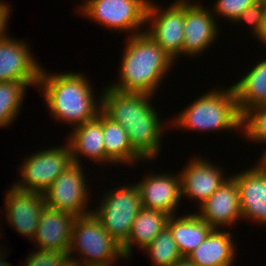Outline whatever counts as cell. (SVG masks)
<instances>
[{
  "label": "cell",
  "mask_w": 266,
  "mask_h": 266,
  "mask_svg": "<svg viewBox=\"0 0 266 266\" xmlns=\"http://www.w3.org/2000/svg\"><path fill=\"white\" fill-rule=\"evenodd\" d=\"M102 112L128 133L132 148L145 160H154L160 152L164 122L153 104L152 95L121 92L106 87L100 94ZM158 152V153H157Z\"/></svg>",
  "instance_id": "obj_1"
},
{
  "label": "cell",
  "mask_w": 266,
  "mask_h": 266,
  "mask_svg": "<svg viewBox=\"0 0 266 266\" xmlns=\"http://www.w3.org/2000/svg\"><path fill=\"white\" fill-rule=\"evenodd\" d=\"M38 87L50 114L73 128L96 118L102 110V96L96 101L90 82L81 73L52 74L42 68Z\"/></svg>",
  "instance_id": "obj_2"
},
{
  "label": "cell",
  "mask_w": 266,
  "mask_h": 266,
  "mask_svg": "<svg viewBox=\"0 0 266 266\" xmlns=\"http://www.w3.org/2000/svg\"><path fill=\"white\" fill-rule=\"evenodd\" d=\"M125 43L119 81L108 86L121 92L153 96L173 66V59L145 32L128 36Z\"/></svg>",
  "instance_id": "obj_3"
},
{
  "label": "cell",
  "mask_w": 266,
  "mask_h": 266,
  "mask_svg": "<svg viewBox=\"0 0 266 266\" xmlns=\"http://www.w3.org/2000/svg\"><path fill=\"white\" fill-rule=\"evenodd\" d=\"M242 115L238 109L235 92L231 87L209 90L178 113L172 120L173 127L195 131H241ZM175 123V124H174ZM178 126V128H177Z\"/></svg>",
  "instance_id": "obj_4"
},
{
  "label": "cell",
  "mask_w": 266,
  "mask_h": 266,
  "mask_svg": "<svg viewBox=\"0 0 266 266\" xmlns=\"http://www.w3.org/2000/svg\"><path fill=\"white\" fill-rule=\"evenodd\" d=\"M74 251L80 260L70 256ZM119 257L125 259L121 244L106 232L93 212L75 217L68 258L84 266H113Z\"/></svg>",
  "instance_id": "obj_5"
},
{
  "label": "cell",
  "mask_w": 266,
  "mask_h": 266,
  "mask_svg": "<svg viewBox=\"0 0 266 266\" xmlns=\"http://www.w3.org/2000/svg\"><path fill=\"white\" fill-rule=\"evenodd\" d=\"M104 196L93 214L100 220L106 232L122 245L142 208L139 188L136 184L123 185L108 190Z\"/></svg>",
  "instance_id": "obj_6"
},
{
  "label": "cell",
  "mask_w": 266,
  "mask_h": 266,
  "mask_svg": "<svg viewBox=\"0 0 266 266\" xmlns=\"http://www.w3.org/2000/svg\"><path fill=\"white\" fill-rule=\"evenodd\" d=\"M150 0H86L79 12L111 30L129 33L145 32L146 11ZM142 30H141V29ZM141 30V31H140Z\"/></svg>",
  "instance_id": "obj_7"
},
{
  "label": "cell",
  "mask_w": 266,
  "mask_h": 266,
  "mask_svg": "<svg viewBox=\"0 0 266 266\" xmlns=\"http://www.w3.org/2000/svg\"><path fill=\"white\" fill-rule=\"evenodd\" d=\"M73 164L69 145L45 148L32 153L21 164L17 189L44 193L54 180ZM20 182V183H19Z\"/></svg>",
  "instance_id": "obj_8"
},
{
  "label": "cell",
  "mask_w": 266,
  "mask_h": 266,
  "mask_svg": "<svg viewBox=\"0 0 266 266\" xmlns=\"http://www.w3.org/2000/svg\"><path fill=\"white\" fill-rule=\"evenodd\" d=\"M185 0H177L163 10L159 5L148 3L146 22L148 34L172 59L183 54ZM151 28H150V27Z\"/></svg>",
  "instance_id": "obj_9"
},
{
  "label": "cell",
  "mask_w": 266,
  "mask_h": 266,
  "mask_svg": "<svg viewBox=\"0 0 266 266\" xmlns=\"http://www.w3.org/2000/svg\"><path fill=\"white\" fill-rule=\"evenodd\" d=\"M73 163L63 171L43 193L45 204L56 210L66 211L75 217L88 215L89 186L87 185L84 168ZM84 172V173H83Z\"/></svg>",
  "instance_id": "obj_10"
},
{
  "label": "cell",
  "mask_w": 266,
  "mask_h": 266,
  "mask_svg": "<svg viewBox=\"0 0 266 266\" xmlns=\"http://www.w3.org/2000/svg\"><path fill=\"white\" fill-rule=\"evenodd\" d=\"M27 44L6 32L0 37V82L20 81L38 87L42 67Z\"/></svg>",
  "instance_id": "obj_11"
},
{
  "label": "cell",
  "mask_w": 266,
  "mask_h": 266,
  "mask_svg": "<svg viewBox=\"0 0 266 266\" xmlns=\"http://www.w3.org/2000/svg\"><path fill=\"white\" fill-rule=\"evenodd\" d=\"M6 190V220L21 235L33 239L45 204L40 192L24 191L14 185Z\"/></svg>",
  "instance_id": "obj_12"
},
{
  "label": "cell",
  "mask_w": 266,
  "mask_h": 266,
  "mask_svg": "<svg viewBox=\"0 0 266 266\" xmlns=\"http://www.w3.org/2000/svg\"><path fill=\"white\" fill-rule=\"evenodd\" d=\"M185 0L183 55L196 56L205 52L219 35L217 17L202 4Z\"/></svg>",
  "instance_id": "obj_13"
},
{
  "label": "cell",
  "mask_w": 266,
  "mask_h": 266,
  "mask_svg": "<svg viewBox=\"0 0 266 266\" xmlns=\"http://www.w3.org/2000/svg\"><path fill=\"white\" fill-rule=\"evenodd\" d=\"M255 167L234 174L242 218L266 225V166L259 160Z\"/></svg>",
  "instance_id": "obj_14"
},
{
  "label": "cell",
  "mask_w": 266,
  "mask_h": 266,
  "mask_svg": "<svg viewBox=\"0 0 266 266\" xmlns=\"http://www.w3.org/2000/svg\"><path fill=\"white\" fill-rule=\"evenodd\" d=\"M139 188L143 208L175 215L181 201L180 174H150L136 184Z\"/></svg>",
  "instance_id": "obj_15"
},
{
  "label": "cell",
  "mask_w": 266,
  "mask_h": 266,
  "mask_svg": "<svg viewBox=\"0 0 266 266\" xmlns=\"http://www.w3.org/2000/svg\"><path fill=\"white\" fill-rule=\"evenodd\" d=\"M213 229L230 227L242 219L239 190L235 179L230 176L199 206V213Z\"/></svg>",
  "instance_id": "obj_16"
},
{
  "label": "cell",
  "mask_w": 266,
  "mask_h": 266,
  "mask_svg": "<svg viewBox=\"0 0 266 266\" xmlns=\"http://www.w3.org/2000/svg\"><path fill=\"white\" fill-rule=\"evenodd\" d=\"M195 157L189 161L182 172L181 196L190 197L198 201L197 205L204 203L228 178L224 176L222 168L216 167L206 158ZM224 176V177H223Z\"/></svg>",
  "instance_id": "obj_17"
},
{
  "label": "cell",
  "mask_w": 266,
  "mask_h": 266,
  "mask_svg": "<svg viewBox=\"0 0 266 266\" xmlns=\"http://www.w3.org/2000/svg\"><path fill=\"white\" fill-rule=\"evenodd\" d=\"M74 220L75 216L66 211L45 206L32 241L37 248L68 254Z\"/></svg>",
  "instance_id": "obj_18"
},
{
  "label": "cell",
  "mask_w": 266,
  "mask_h": 266,
  "mask_svg": "<svg viewBox=\"0 0 266 266\" xmlns=\"http://www.w3.org/2000/svg\"><path fill=\"white\" fill-rule=\"evenodd\" d=\"M67 139L73 163L80 164L78 157L85 156L94 162H106V151L103 142L102 111L98 116L70 131ZM80 155V156H79Z\"/></svg>",
  "instance_id": "obj_19"
},
{
  "label": "cell",
  "mask_w": 266,
  "mask_h": 266,
  "mask_svg": "<svg viewBox=\"0 0 266 266\" xmlns=\"http://www.w3.org/2000/svg\"><path fill=\"white\" fill-rule=\"evenodd\" d=\"M229 231L213 229L187 258L197 266H232L235 243Z\"/></svg>",
  "instance_id": "obj_20"
},
{
  "label": "cell",
  "mask_w": 266,
  "mask_h": 266,
  "mask_svg": "<svg viewBox=\"0 0 266 266\" xmlns=\"http://www.w3.org/2000/svg\"><path fill=\"white\" fill-rule=\"evenodd\" d=\"M169 216L167 227L172 233L177 249L182 257L194 251L213 230L197 213L185 214L182 217Z\"/></svg>",
  "instance_id": "obj_21"
},
{
  "label": "cell",
  "mask_w": 266,
  "mask_h": 266,
  "mask_svg": "<svg viewBox=\"0 0 266 266\" xmlns=\"http://www.w3.org/2000/svg\"><path fill=\"white\" fill-rule=\"evenodd\" d=\"M169 215L153 209L141 208L131 227L127 240L121 245L125 259L132 257L133 245L145 249L167 227Z\"/></svg>",
  "instance_id": "obj_22"
},
{
  "label": "cell",
  "mask_w": 266,
  "mask_h": 266,
  "mask_svg": "<svg viewBox=\"0 0 266 266\" xmlns=\"http://www.w3.org/2000/svg\"><path fill=\"white\" fill-rule=\"evenodd\" d=\"M232 88L241 115L250 108L266 105V59L258 61Z\"/></svg>",
  "instance_id": "obj_23"
},
{
  "label": "cell",
  "mask_w": 266,
  "mask_h": 266,
  "mask_svg": "<svg viewBox=\"0 0 266 266\" xmlns=\"http://www.w3.org/2000/svg\"><path fill=\"white\" fill-rule=\"evenodd\" d=\"M103 142L106 151V163L130 164L145 161L131 146L127 131L102 112Z\"/></svg>",
  "instance_id": "obj_24"
},
{
  "label": "cell",
  "mask_w": 266,
  "mask_h": 266,
  "mask_svg": "<svg viewBox=\"0 0 266 266\" xmlns=\"http://www.w3.org/2000/svg\"><path fill=\"white\" fill-rule=\"evenodd\" d=\"M27 87L20 81L0 82V127H8L16 120Z\"/></svg>",
  "instance_id": "obj_25"
},
{
  "label": "cell",
  "mask_w": 266,
  "mask_h": 266,
  "mask_svg": "<svg viewBox=\"0 0 266 266\" xmlns=\"http://www.w3.org/2000/svg\"><path fill=\"white\" fill-rule=\"evenodd\" d=\"M143 251L149 254L153 266H172L183 258L168 227H165Z\"/></svg>",
  "instance_id": "obj_26"
},
{
  "label": "cell",
  "mask_w": 266,
  "mask_h": 266,
  "mask_svg": "<svg viewBox=\"0 0 266 266\" xmlns=\"http://www.w3.org/2000/svg\"><path fill=\"white\" fill-rule=\"evenodd\" d=\"M241 128L251 141L266 142V105L250 108L242 114ZM266 155V150L263 152Z\"/></svg>",
  "instance_id": "obj_27"
},
{
  "label": "cell",
  "mask_w": 266,
  "mask_h": 266,
  "mask_svg": "<svg viewBox=\"0 0 266 266\" xmlns=\"http://www.w3.org/2000/svg\"><path fill=\"white\" fill-rule=\"evenodd\" d=\"M257 1L259 0H217L214 2L212 13L217 14L218 17L222 15V17L234 22L244 10L254 5Z\"/></svg>",
  "instance_id": "obj_28"
},
{
  "label": "cell",
  "mask_w": 266,
  "mask_h": 266,
  "mask_svg": "<svg viewBox=\"0 0 266 266\" xmlns=\"http://www.w3.org/2000/svg\"><path fill=\"white\" fill-rule=\"evenodd\" d=\"M68 259V254L53 250L38 248L29 254L24 266H60Z\"/></svg>",
  "instance_id": "obj_29"
},
{
  "label": "cell",
  "mask_w": 266,
  "mask_h": 266,
  "mask_svg": "<svg viewBox=\"0 0 266 266\" xmlns=\"http://www.w3.org/2000/svg\"><path fill=\"white\" fill-rule=\"evenodd\" d=\"M264 3L260 0L254 5L244 10L239 17H237L234 23L246 22L250 28H252L253 34L258 37L260 35V27L263 19Z\"/></svg>",
  "instance_id": "obj_30"
},
{
  "label": "cell",
  "mask_w": 266,
  "mask_h": 266,
  "mask_svg": "<svg viewBox=\"0 0 266 266\" xmlns=\"http://www.w3.org/2000/svg\"><path fill=\"white\" fill-rule=\"evenodd\" d=\"M10 7L8 4L0 1V37L5 33L8 23V18L10 16Z\"/></svg>",
  "instance_id": "obj_31"
},
{
  "label": "cell",
  "mask_w": 266,
  "mask_h": 266,
  "mask_svg": "<svg viewBox=\"0 0 266 266\" xmlns=\"http://www.w3.org/2000/svg\"><path fill=\"white\" fill-rule=\"evenodd\" d=\"M266 45V3H264L263 19L260 27V35L257 37Z\"/></svg>",
  "instance_id": "obj_32"
},
{
  "label": "cell",
  "mask_w": 266,
  "mask_h": 266,
  "mask_svg": "<svg viewBox=\"0 0 266 266\" xmlns=\"http://www.w3.org/2000/svg\"><path fill=\"white\" fill-rule=\"evenodd\" d=\"M172 266H197L192 261H190L187 257H183L181 260L175 262Z\"/></svg>",
  "instance_id": "obj_33"
},
{
  "label": "cell",
  "mask_w": 266,
  "mask_h": 266,
  "mask_svg": "<svg viewBox=\"0 0 266 266\" xmlns=\"http://www.w3.org/2000/svg\"><path fill=\"white\" fill-rule=\"evenodd\" d=\"M5 254L2 253V255H0V266H12L11 264H9L6 260L4 261V256L6 255V252L4 251ZM4 255V256H3ZM2 256V257H1Z\"/></svg>",
  "instance_id": "obj_34"
},
{
  "label": "cell",
  "mask_w": 266,
  "mask_h": 266,
  "mask_svg": "<svg viewBox=\"0 0 266 266\" xmlns=\"http://www.w3.org/2000/svg\"><path fill=\"white\" fill-rule=\"evenodd\" d=\"M60 266H76V262L72 259L68 258L62 265Z\"/></svg>",
  "instance_id": "obj_35"
},
{
  "label": "cell",
  "mask_w": 266,
  "mask_h": 266,
  "mask_svg": "<svg viewBox=\"0 0 266 266\" xmlns=\"http://www.w3.org/2000/svg\"><path fill=\"white\" fill-rule=\"evenodd\" d=\"M260 161L266 166V155H261Z\"/></svg>",
  "instance_id": "obj_36"
}]
</instances>
